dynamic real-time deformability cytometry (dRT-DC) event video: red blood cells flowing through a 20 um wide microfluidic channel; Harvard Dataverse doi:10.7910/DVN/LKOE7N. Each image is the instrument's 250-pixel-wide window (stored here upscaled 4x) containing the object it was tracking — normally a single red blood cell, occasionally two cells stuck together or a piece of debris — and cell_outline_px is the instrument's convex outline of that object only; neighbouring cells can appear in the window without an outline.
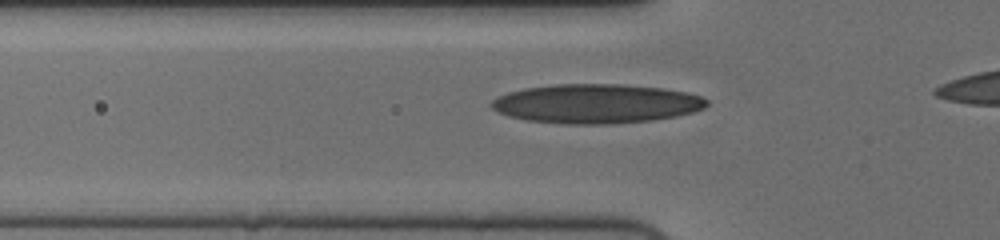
{"species": "human", "species_latin": "Homo sapiens", "temperature_condition": "cold", "stored_images_in_passage": 33, "camera_frame_rate_fps": 3000, "um_per_image_px": 0.085, "donor": {"sex": "female"}, "frame": {"image": 1, "passage_image": 6, "time_ms": 1.667, "image_size_px": [1000, 240], "cell_outline_px": [[708, 104], [704, 108], [692, 112], [676, 116], [652, 120], [612, 124], [560, 124], [524, 120], [508, 116], [496, 112], [488, 104], [496, 96], [508, 92], [524, 88], [556, 84], [624, 84], [664, 88], [688, 92], [700, 96], [708, 100]], "centroid_in_image_um": [50.64, 8.81], "position_along_channel_um": 75.2, "area_um2": 49.82}}
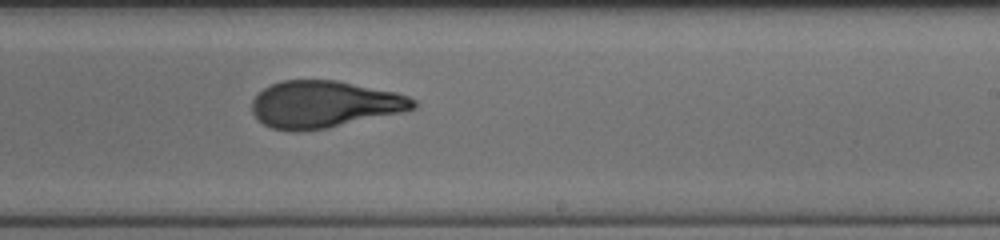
{"frame": {"image": 2, "passage_image": 21, "time_ms": 6.667, "image_size_px": [1000, 240], "cell_outline_px": [[420, 104], [416, 108], [404, 112], [328, 128], [300, 132], [292, 132], [272, 128], [264, 124], [252, 112], [252, 100], [264, 88], [272, 84], [284, 80], [336, 80], [396, 92], [408, 96], [416, 100]], "centroid_in_image_um": [27.6, 8.88], "position_along_channel_um": 261.4, "area_um2": 44.39}}
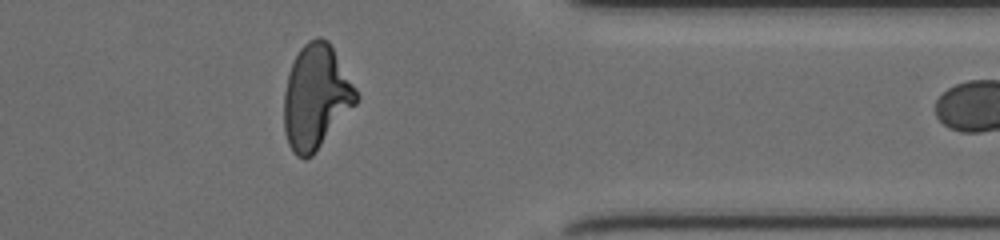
{"frame": {"image": 3, "passage_image": 32, "time_ms": 10.333, "image_size_px": [1000, 240], "cell_outline_px": [[360, 96], [356, 104], [312, 156], [304, 160], [296, 156], [292, 152], [288, 144], [284, 132], [284, 92], [288, 72], [300, 48], [308, 40], [316, 36], [320, 36], [328, 40], [356, 88]], "centroid_in_image_um": [26.85, 8.25], "position_along_channel_um": 384.6, "area_um2": 44.04}}